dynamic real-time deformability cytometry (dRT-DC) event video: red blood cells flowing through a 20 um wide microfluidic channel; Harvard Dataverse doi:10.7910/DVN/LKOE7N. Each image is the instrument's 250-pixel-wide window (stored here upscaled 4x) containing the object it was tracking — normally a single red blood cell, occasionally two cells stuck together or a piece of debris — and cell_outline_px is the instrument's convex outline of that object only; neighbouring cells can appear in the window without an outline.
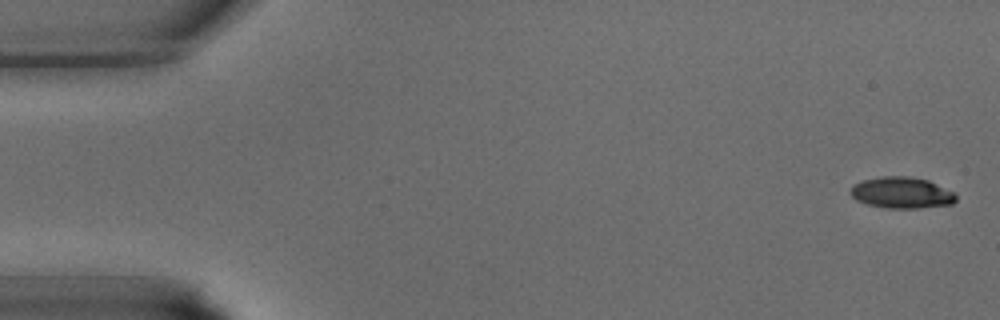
{"species": "common noctule bat (a hibernating species)", "species_latin": "Nyctalus noctula", "temperature_condition": "warm", "stored_images_in_passage": 40, "segment_of_instrument_passage": [1, 2], "camera_frame_rate_fps": 3000, "um_per_image_px": 0.085, "animal": {"sex": "male", "body_mass_g": 15.6}, "frame": {"image": 1, "passage_image": 1, "time_ms": 0.0, "image_size_px": [1000, 320], "cell_outline_px": [[956, 200], [952, 204], [916, 208], [888, 208], [868, 204], [856, 200], [848, 192], [852, 184], [864, 180], [880, 176], [908, 176], [928, 180], [956, 192]], "centroid_in_image_um": [76.63, 16.37], "position_along_channel_um": 8.4, "area_um2": 19.36}}
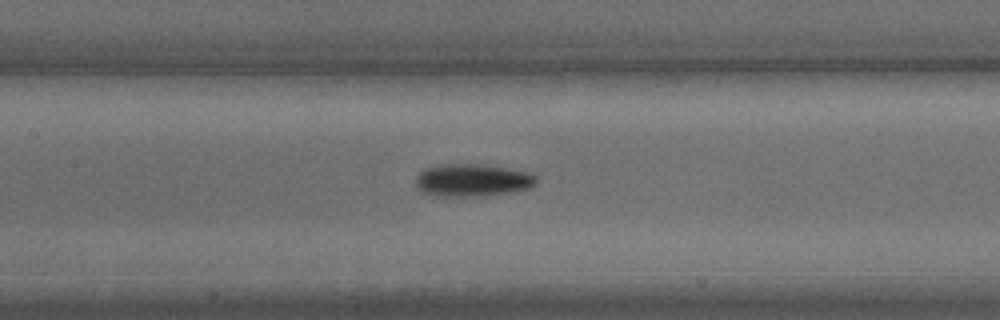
{"frame": {"image": 2, "passage_image": 18, "time_ms": 5.667, "image_size_px": [1000, 320], "cell_outline_px": [[536, 184], [528, 188], [512, 192], [480, 196], [436, 196], [420, 192], [416, 188], [416, 176], [424, 168], [448, 164], [480, 164], [528, 172], [536, 176]], "centroid_in_image_um": [40.11, 15.33], "position_along_channel_um": 167.3, "area_um2": 22.83}}
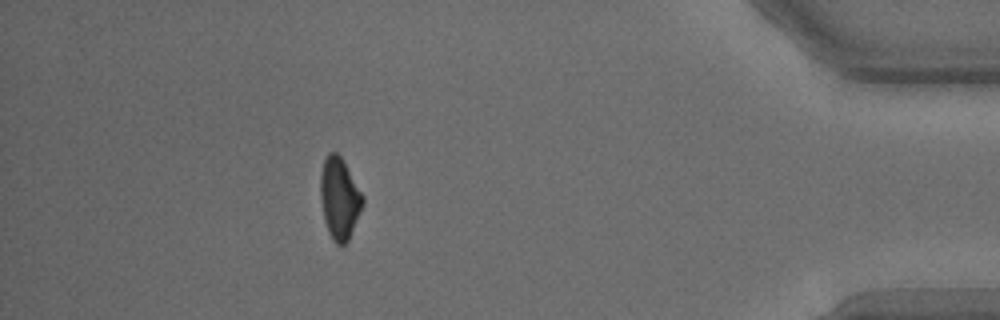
{"frame": {"image": 3, "passage_image": 35, "time_ms": 11.333, "image_size_px": [1000, 320], "cell_outline_px": [[364, 204], [348, 240], [344, 244], [336, 244], [332, 240], [328, 232], [324, 220], [320, 200], [320, 172], [324, 160], [328, 152], [336, 152], [340, 156], [364, 196]], "centroid_in_image_um": [28.84, 16.87], "position_along_channel_um": 406.4, "area_um2": 20.11}}